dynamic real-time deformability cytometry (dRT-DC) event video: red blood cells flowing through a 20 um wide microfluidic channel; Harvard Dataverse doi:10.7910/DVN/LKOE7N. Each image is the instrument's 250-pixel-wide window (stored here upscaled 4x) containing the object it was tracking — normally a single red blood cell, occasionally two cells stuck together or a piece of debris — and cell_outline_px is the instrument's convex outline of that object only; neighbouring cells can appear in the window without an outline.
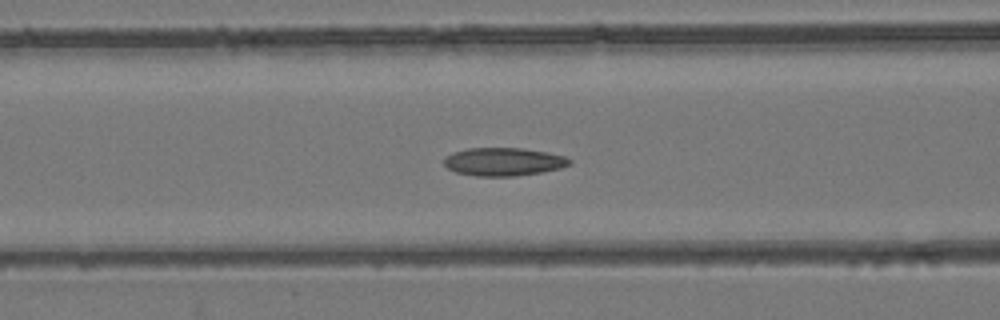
{"species": "common noctule bat (a hibernating species)", "species_latin": "Nyctalus noctula", "temperature_condition": "room temperature", "stored_images_in_passage": 44, "camera_frame_rate_fps": 3000, "um_per_image_px": 0.085, "animal": {"sex": "female", "body_mass_g": 24.6, "forearm_length_mm": 56.2}, "frame": {"image": 1, "passage_image": 13, "time_ms": 4.0, "image_size_px": [1000, 320], "cell_outline_px": [[572, 164], [560, 168], [540, 172], [512, 176], [476, 176], [456, 172], [448, 168], [444, 164], [444, 156], [452, 152], [468, 148], [520, 148], [548, 152], [564, 156], [572, 160]], "centroid_in_image_um": [42.79, 13.74], "position_along_channel_um": 123.8, "area_um2": 20.58}}
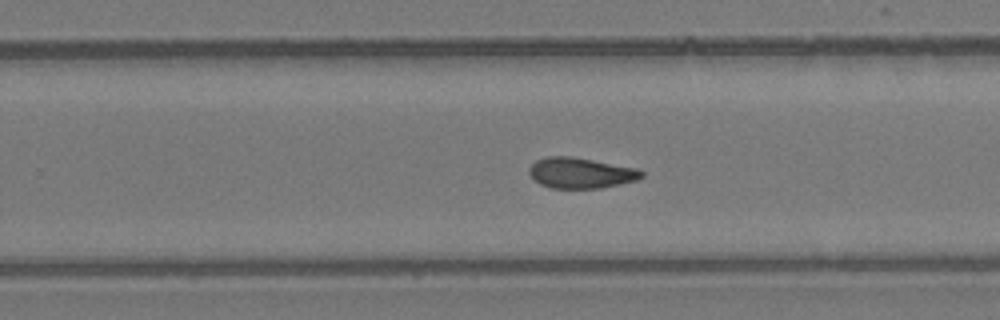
{"frame": {"image": 2, "passage_image": 25, "time_ms": 8.0, "image_size_px": [1000, 320], "cell_outline_px": [[644, 176], [636, 180], [600, 188], [552, 188], [540, 184], [528, 172], [528, 168], [536, 160], [548, 156], [568, 156], [640, 168], [644, 172]], "centroid_in_image_um": [49.38, 14.69], "position_along_channel_um": 280.4, "area_um2": 20.0}}
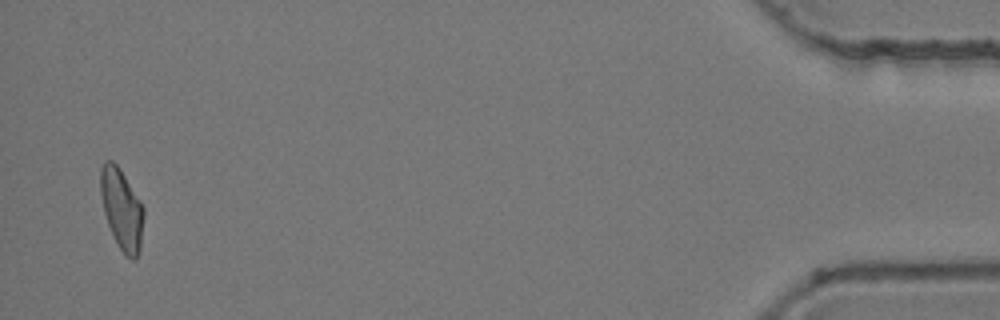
{"frame": {"image": 3, "passage_image": 43, "time_ms": 14.0, "image_size_px": [1000, 320], "cell_outline_px": [[144, 216], [140, 248], [136, 260], [132, 260], [124, 256], [108, 224], [104, 212], [100, 192], [100, 168], [104, 160], [112, 160], [120, 168], [140, 200], [144, 208]], "centroid_in_image_um": [10.35, 17.76], "position_along_channel_um": 424.9, "area_um2": 20.4}, "authors_computed_cell_mechanics": {"area_um2": 20.2589, "velocity_mm_per_s": 3.9208, "shape_relaxation_time_tau1_ms": null, "shape_relaxation_time_tau2_ms": 2.863, "deformation_change_tau1": null, "deformation_change_tau2": 0.0833}}